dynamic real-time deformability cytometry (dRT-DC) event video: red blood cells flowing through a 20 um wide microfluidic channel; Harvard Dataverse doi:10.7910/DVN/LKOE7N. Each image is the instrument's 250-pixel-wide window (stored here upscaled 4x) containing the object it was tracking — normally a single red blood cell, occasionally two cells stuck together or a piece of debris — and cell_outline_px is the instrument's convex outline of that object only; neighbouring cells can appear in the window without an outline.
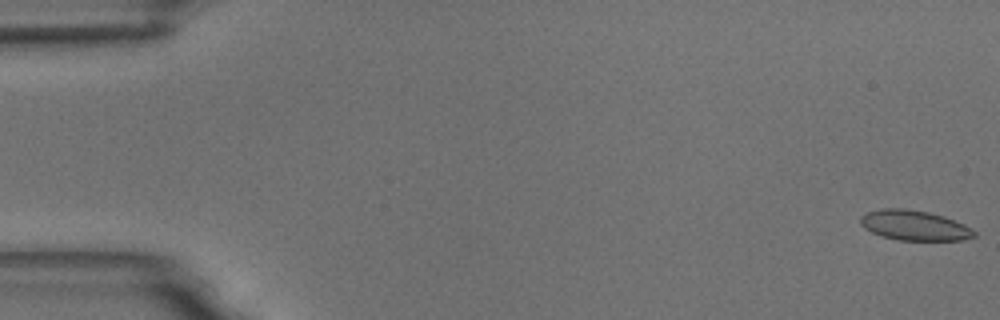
{"species": "common noctule bat (a hibernating species)", "species_latin": "Nyctalus noctula", "temperature_condition": "room temperature", "stored_images_in_passage": 56, "camera_frame_rate_fps": 3000, "um_per_image_px": 0.085, "animal": {"sex": "male", "body_mass_g": 18.8}, "frame": {"image": 1, "passage_image": 1, "time_ms": 0.0, "image_size_px": [1000, 320], "cell_outline_px": [[976, 236], [964, 240], [896, 240], [880, 236], [864, 228], [860, 224], [860, 216], [868, 212], [880, 208], [904, 208], [928, 212], [944, 216], [964, 224], [972, 228], [976, 232]], "centroid_in_image_um": [77.72, 19.16], "position_along_channel_um": 7.3, "area_um2": 20.11}}
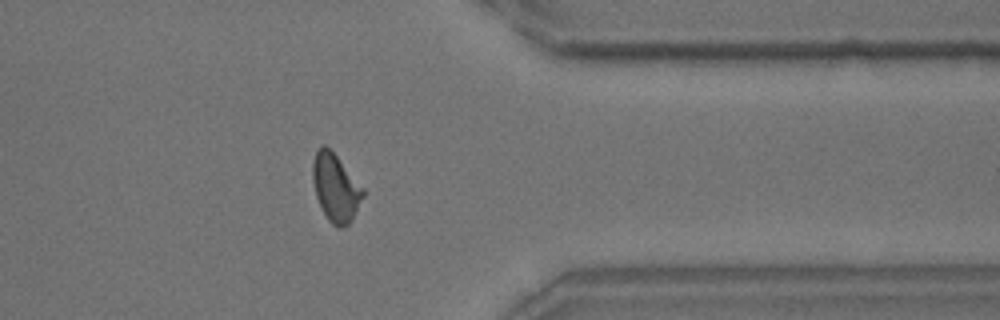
{"frame": {"image": 2, "passage_image": 45, "time_ms": 14.667, "image_size_px": [1000, 320], "cell_outline_px": [[364, 196], [352, 220], [348, 224], [340, 228], [332, 224], [328, 220], [316, 196], [312, 180], [312, 160], [316, 148], [324, 144], [336, 156], [364, 188]], "centroid_in_image_um": [28.51, 15.94], "position_along_channel_um": 382.9, "area_um2": 19.77}}
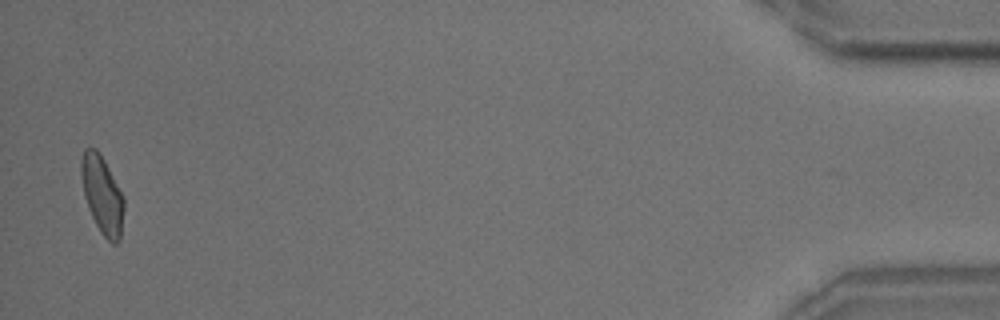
{"frame": {"image": 3, "passage_image": 55, "time_ms": 18.0, "image_size_px": [1000, 320], "cell_outline_px": [[124, 208], [120, 240], [116, 244], [112, 244], [100, 232], [88, 208], [84, 196], [80, 172], [80, 160], [84, 148], [96, 148], [100, 152], [124, 196]], "centroid_in_image_um": [8.68, 16.54], "position_along_channel_um": 426.5, "area_um2": 19.59}, "authors_computed_cell_mechanics": {"area_um2": 19.7676, "velocity_mm_per_s": 3.637, "shape_relaxation_time_tau1_ms": 6.8623, "shape_relaxation_time_tau2_ms": 1.4808, "deformation_change_tau1": 0.1356, "deformation_change_tau2": 0.0682}}